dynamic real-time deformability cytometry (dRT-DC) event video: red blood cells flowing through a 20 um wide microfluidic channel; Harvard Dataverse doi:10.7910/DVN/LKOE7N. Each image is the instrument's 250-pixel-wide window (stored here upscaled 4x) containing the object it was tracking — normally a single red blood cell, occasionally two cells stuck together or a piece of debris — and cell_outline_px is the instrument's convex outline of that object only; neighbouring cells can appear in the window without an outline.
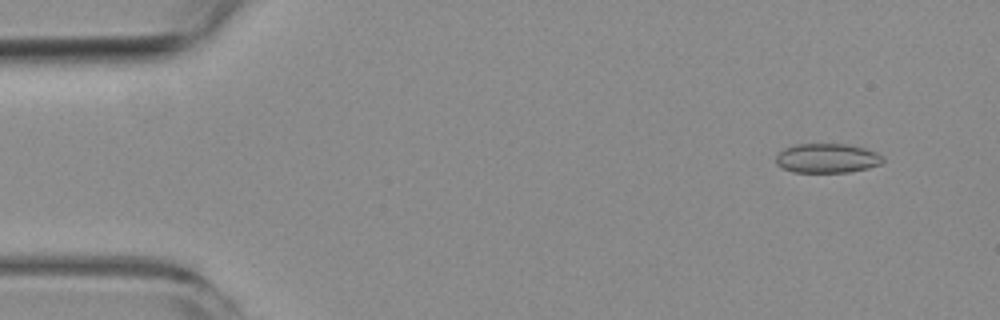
{"species": "common noctule bat (a hibernating species)", "species_latin": "Nyctalus noctula", "temperature_condition": "room temperature", "stored_images_in_passage": 4, "camera_frame_rate_fps": 3000, "um_per_image_px": 0.085, "animal": {"sex": "female", "body_mass_g": 19.3, "forearm_length_mm": 54.1}, "frame": {"image": 1, "passage_image": 2, "time_ms": 1.0, "image_size_px": [1000, 320], "cell_outline_px": [[884, 160], [880, 164], [868, 168], [848, 172], [792, 172], [776, 164], [776, 156], [784, 148], [796, 144], [848, 144], [864, 148], [876, 152], [884, 156]], "centroid_in_image_um": [70.31, 13.45], "position_along_channel_um": 14.7, "area_um2": 18.32}}
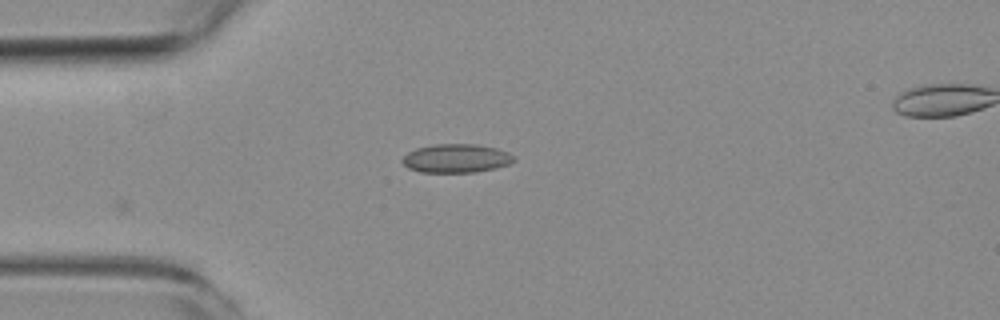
{"frame": {"image": 2, "passage_image": 4, "time_ms": 4.333, "image_size_px": [1000, 320], "cell_outline_px": [[516, 160], [508, 164], [496, 168], [472, 172], [420, 172], [408, 168], [400, 160], [408, 152], [416, 148], [436, 144], [476, 144], [496, 148], [508, 152]], "centroid_in_image_um": [38.76, 13.46], "position_along_channel_um": 46.2, "area_um2": 18.55}}